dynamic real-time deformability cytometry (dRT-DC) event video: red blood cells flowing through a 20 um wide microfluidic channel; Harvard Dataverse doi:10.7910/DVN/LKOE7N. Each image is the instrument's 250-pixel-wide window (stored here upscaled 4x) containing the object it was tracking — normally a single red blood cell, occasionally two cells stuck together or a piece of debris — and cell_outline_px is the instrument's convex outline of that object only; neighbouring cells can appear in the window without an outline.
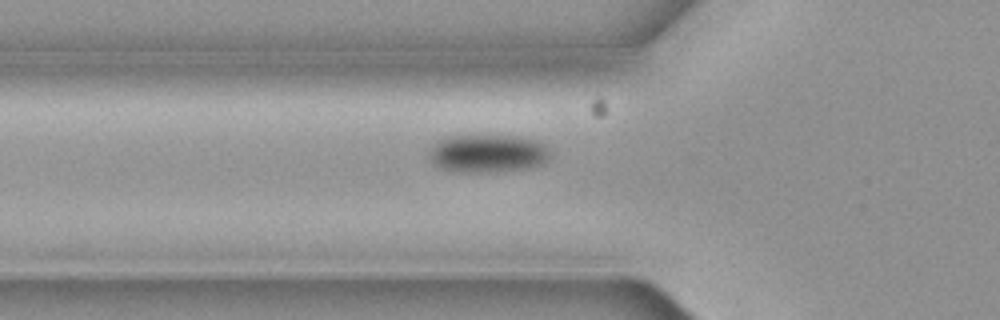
{"species": "common noctule bat (a hibernating species)", "species_latin": "Nyctalus noctula", "temperature_condition": "cold", "stored_images_in_passage": 7, "camera_frame_rate_fps": 3000, "um_per_image_px": 0.085, "animal": {"sex": "female", "body_mass_g": 19.3, "forearm_length_mm": 54.1}, "frame": {"image": 1, "passage_image": 7, "time_ms": 2.0, "image_size_px": [1000, 320], "cell_outline_px": [[548, 160], [532, 168], [492, 172], [456, 172], [440, 168], [428, 156], [428, 148], [436, 140], [448, 136], [520, 136], [540, 140], [548, 148]], "centroid_in_image_um": [41.44, 13.04], "position_along_channel_um": 84.4, "area_um2": 27.22}}